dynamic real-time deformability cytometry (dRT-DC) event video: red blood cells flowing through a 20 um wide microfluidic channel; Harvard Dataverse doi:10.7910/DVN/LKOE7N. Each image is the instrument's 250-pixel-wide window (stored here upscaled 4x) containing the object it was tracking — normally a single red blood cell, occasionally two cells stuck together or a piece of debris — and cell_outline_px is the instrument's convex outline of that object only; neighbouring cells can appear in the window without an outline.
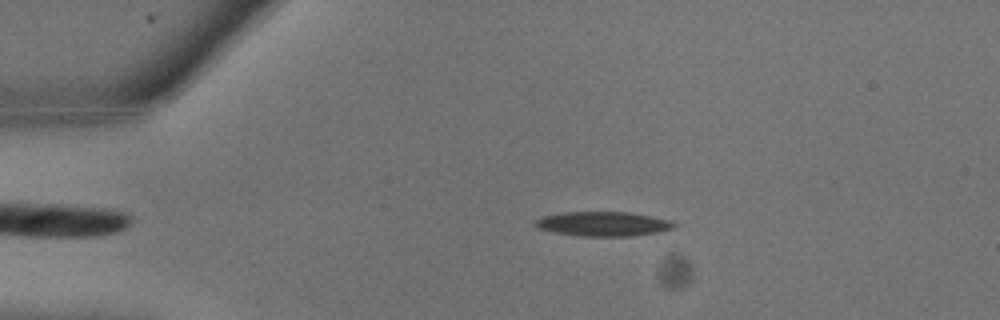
{"species": "common noctule bat (a hibernating species)", "species_latin": "Nyctalus noctula", "temperature_condition": "warm", "stored_images_in_passage": 8, "camera_frame_rate_fps": 3000, "um_per_image_px": 0.085, "animal": {"sex": "male", "body_mass_g": 13.3}, "frame": {"image": 1, "passage_image": 4, "time_ms": 1.0, "image_size_px": [1000, 320], "cell_outline_px": [[676, 228], [660, 232], [632, 236], [580, 236], [556, 232], [536, 228], [532, 224], [540, 216], [564, 212], [632, 212], [672, 220], [676, 224]], "centroid_in_image_um": [51.29, 19.02], "position_along_channel_um": 33.7, "area_um2": 20.11}}
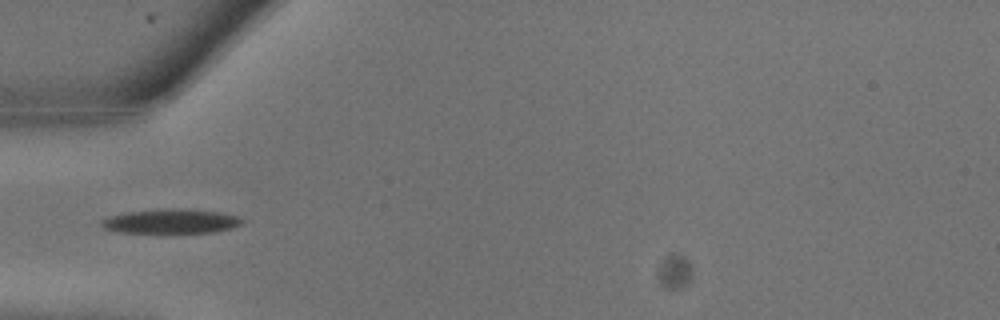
{"frame": {"image": 2, "passage_image": 7, "time_ms": 2.0, "image_size_px": [1000, 320], "cell_outline_px": [[244, 224], [232, 228], [216, 232], [164, 236], [120, 232], [104, 228], [100, 224], [100, 220], [108, 216], [124, 212], [172, 208], [220, 212], [236, 216], [244, 220]], "centroid_in_image_um": [14.51, 18.87], "position_along_channel_um": 70.5, "area_um2": 21.27}}